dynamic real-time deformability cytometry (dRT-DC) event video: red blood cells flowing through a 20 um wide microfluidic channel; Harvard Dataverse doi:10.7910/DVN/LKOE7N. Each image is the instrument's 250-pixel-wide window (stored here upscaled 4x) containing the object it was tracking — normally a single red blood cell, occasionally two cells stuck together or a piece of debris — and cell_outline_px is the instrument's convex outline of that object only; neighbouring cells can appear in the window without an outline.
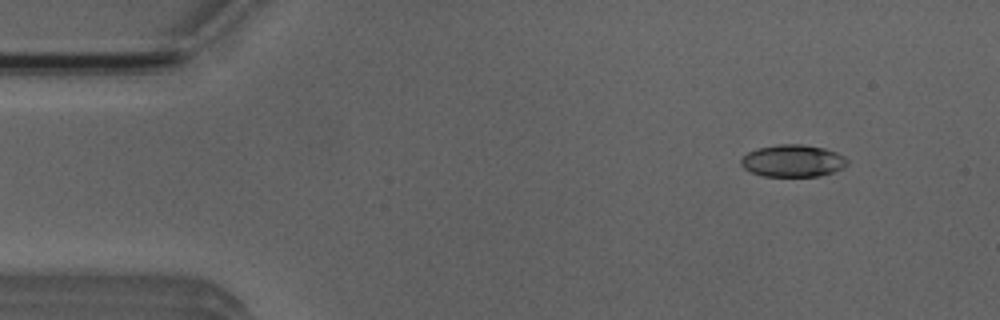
{"species": "Egyptian fruit bat (a non-hibernating species)", "species_latin": "Rousettus aegyptiacus", "temperature_condition": "room temperature", "stored_images_in_passage": 6, "camera_frame_rate_fps": 3000, "um_per_image_px": 0.085, "animal": {"sex": "male"}, "frame": {"image": 1, "passage_image": 1, "time_ms": 0.0, "image_size_px": [1000, 320], "cell_outline_px": [[848, 164], [844, 168], [820, 176], [764, 176], [752, 172], [744, 168], [740, 164], [740, 160], [748, 152], [756, 148], [780, 144], [800, 144], [824, 148], [836, 152], [844, 156], [848, 160]], "centroid_in_image_um": [67.4, 13.67], "position_along_channel_um": 17.6, "area_um2": 19.94}}
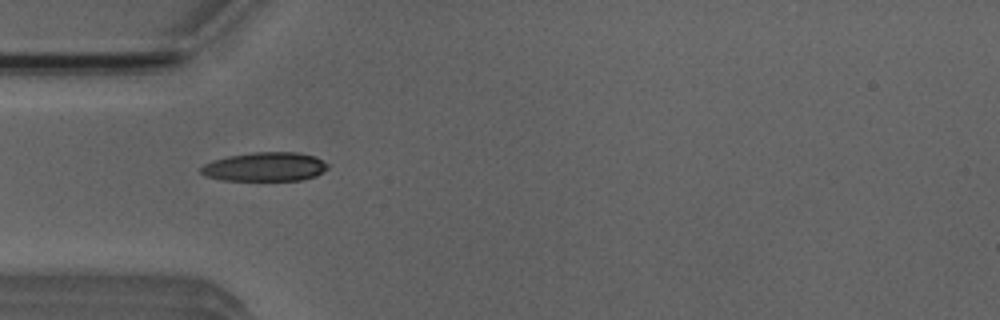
{"frame": {"image": 2, "passage_image": 4, "time_ms": 3.333, "image_size_px": [1000, 320], "cell_outline_px": [[328, 168], [316, 176], [300, 180], [224, 180], [204, 176], [200, 172], [200, 168], [204, 164], [212, 160], [228, 156], [252, 152], [296, 152], [312, 156], [328, 164]], "centroid_in_image_um": [22.48, 14.18], "position_along_channel_um": 62.5, "area_um2": 21.33}}